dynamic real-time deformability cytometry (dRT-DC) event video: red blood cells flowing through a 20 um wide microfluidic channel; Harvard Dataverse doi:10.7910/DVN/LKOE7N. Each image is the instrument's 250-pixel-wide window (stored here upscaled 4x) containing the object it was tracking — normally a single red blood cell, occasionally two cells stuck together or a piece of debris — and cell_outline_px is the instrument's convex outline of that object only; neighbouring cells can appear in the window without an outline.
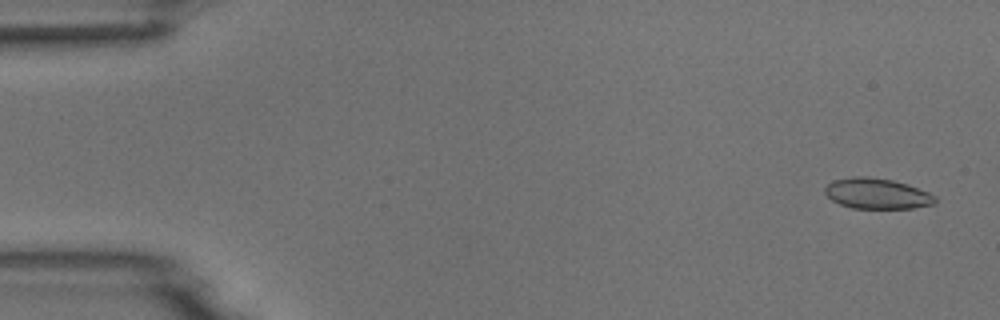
{"species": "common noctule bat (a hibernating species)", "species_latin": "Nyctalus noctula", "temperature_condition": "room temperature", "stored_images_in_passage": 5, "camera_frame_rate_fps": 3000, "um_per_image_px": 0.085, "animal": {"sex": "male", "body_mass_g": 18.8}, "frame": {"image": 1, "passage_image": 1, "time_ms": 0.0, "image_size_px": [1000, 320], "cell_outline_px": [[936, 204], [912, 208], [852, 208], [840, 204], [832, 200], [824, 192], [824, 188], [832, 180], [852, 176], [864, 176], [892, 180], [908, 184], [928, 192], [936, 196]], "centroid_in_image_um": [74.54, 16.45], "position_along_channel_um": 10.5, "area_um2": 19.71}}